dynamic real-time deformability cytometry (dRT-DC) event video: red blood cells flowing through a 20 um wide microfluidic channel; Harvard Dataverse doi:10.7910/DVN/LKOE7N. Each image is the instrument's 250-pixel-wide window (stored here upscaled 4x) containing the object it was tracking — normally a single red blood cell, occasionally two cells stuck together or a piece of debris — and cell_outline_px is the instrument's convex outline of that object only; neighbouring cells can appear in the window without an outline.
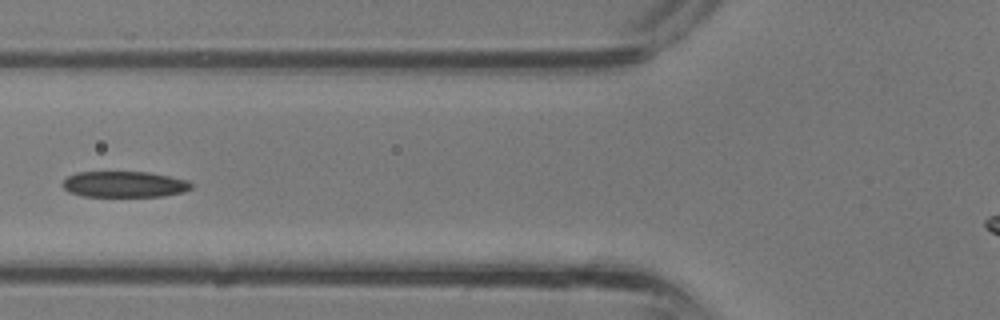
{"species": "common noctule bat (a hibernating species)", "species_latin": "Nyctalus noctula", "temperature_condition": "room temperature", "stored_images_in_passage": 6, "camera_frame_rate_fps": 3000, "um_per_image_px": 0.085, "animal": {"sex": "male", "body_mass_g": 13.3}, "frame": {"image": 1, "passage_image": 4, "time_ms": 1.0, "image_size_px": [1000, 320], "cell_outline_px": [[192, 188], [184, 192], [164, 196], [84, 196], [68, 192], [60, 184], [68, 176], [76, 172], [148, 172], [188, 180], [192, 184]], "centroid_in_image_um": [10.56, 15.66], "position_along_channel_um": 115.2, "area_um2": 19.54}}